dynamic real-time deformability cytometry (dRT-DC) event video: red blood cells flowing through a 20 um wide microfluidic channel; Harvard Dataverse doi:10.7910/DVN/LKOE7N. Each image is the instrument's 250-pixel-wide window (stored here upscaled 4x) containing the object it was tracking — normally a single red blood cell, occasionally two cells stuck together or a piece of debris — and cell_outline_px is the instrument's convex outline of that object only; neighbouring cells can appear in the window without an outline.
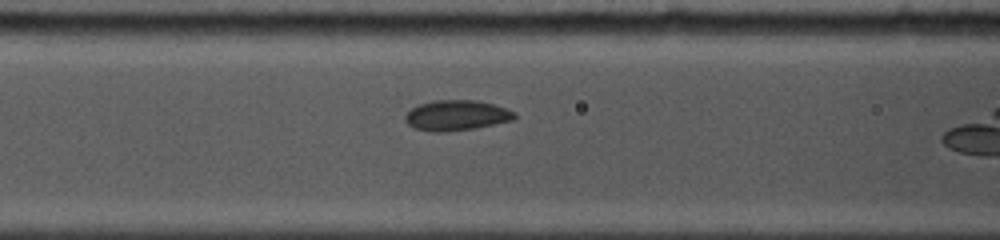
{"species": "common noctule bat (a hibernating species)", "species_latin": "Nyctalus noctula", "temperature_condition": "cold", "stored_images_in_passage": 6, "camera_frame_rate_fps": 5000, "um_per_image_px": 0.085, "animal": {"sex": "female", "body_mass_g": 19.0, "forearm_length_mm": 53.3}, "frame": {"image": 1, "passage_image": 5, "time_ms": 3.0, "image_size_px": [1000, 240], "cell_outline_px": [[516, 116], [512, 120], [476, 128], [448, 132], [432, 132], [416, 128], [408, 124], [404, 120], [404, 116], [412, 108], [420, 104], [436, 100], [476, 100], [492, 104], [516, 112]], "centroid_in_image_um": [38.79, 9.81], "position_along_channel_um": 127.8, "area_um2": 19.25}}